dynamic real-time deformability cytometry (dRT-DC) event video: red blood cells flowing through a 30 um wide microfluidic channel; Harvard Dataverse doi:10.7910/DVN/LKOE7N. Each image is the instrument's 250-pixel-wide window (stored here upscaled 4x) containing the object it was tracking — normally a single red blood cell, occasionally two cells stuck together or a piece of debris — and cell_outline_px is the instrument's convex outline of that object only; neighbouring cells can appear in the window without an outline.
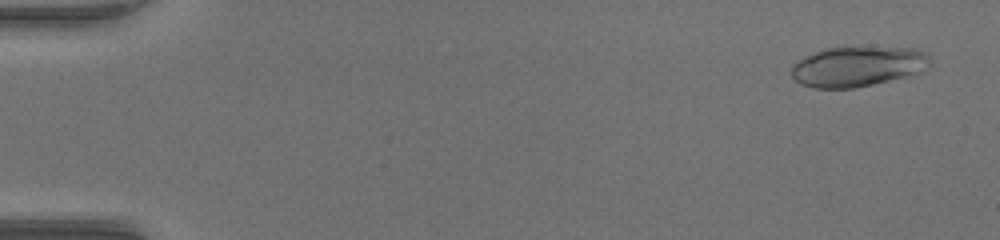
{"species": "common noctule bat (a hibernating species)", "species_latin": "Nyctalus noctula", "temperature_condition": "warm", "stored_images_in_passage": 51, "camera_frame_rate_fps": 3000, "um_per_image_px": 0.085, "animal": {"sex": "female", "body_mass_g": 17.0, "forearm_length_mm": 48.0}, "frame": {"image": 1, "passage_image": 3, "time_ms": 0.667, "image_size_px": [1000, 240], "cell_outline_px": [[928, 60], [916, 72], [904, 76], [872, 84], [852, 88], [816, 88], [804, 84], [796, 80], [792, 76], [792, 64], [816, 52], [828, 48], [908, 48], [920, 52], [928, 56]], "centroid_in_image_um": [72.79, 5.66], "position_along_channel_um": 12.2, "area_um2": 30.81}}
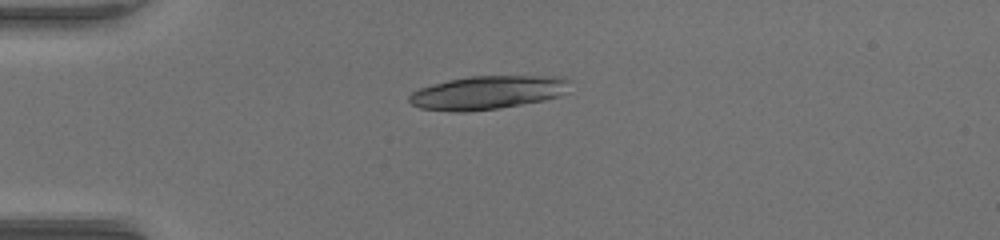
{"frame": {"image": 2, "passage_image": 14, "time_ms": 4.333, "image_size_px": [1000, 240], "cell_outline_px": [[568, 80], [564, 92], [556, 96], [544, 100], [496, 108], [464, 112], [456, 112], [420, 108], [412, 104], [408, 100], [408, 96], [412, 92], [420, 88], [432, 84], [448, 80], [468, 76], [552, 76]], "centroid_in_image_um": [41.34, 7.86], "position_along_channel_um": 43.7, "area_um2": 30.81}}